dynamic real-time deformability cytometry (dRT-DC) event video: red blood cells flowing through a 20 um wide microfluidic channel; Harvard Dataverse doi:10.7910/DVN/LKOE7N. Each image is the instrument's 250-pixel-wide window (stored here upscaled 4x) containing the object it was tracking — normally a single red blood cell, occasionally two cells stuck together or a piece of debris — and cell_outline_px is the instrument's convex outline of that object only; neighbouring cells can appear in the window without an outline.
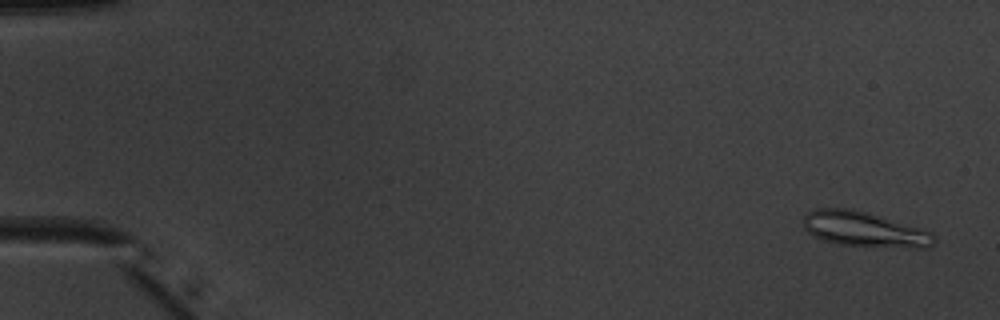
{"species": "common noctule bat (a hibernating species)", "species_latin": "Nyctalus noctula", "temperature_condition": "warm", "stored_images_in_passage": 53, "camera_frame_rate_fps": 3000, "um_per_image_px": 0.085, "animal": {"sex": "male", "body_mass_g": 20.1, "forearm_length_mm": 53.5}, "frame": {"image": 1, "passage_image": 3, "time_ms": 0.667, "image_size_px": [1000, 320], "cell_outline_px": [[936, 240], [928, 248], [912, 248], [840, 244], [824, 240], [812, 236], [804, 228], [804, 216], [808, 212], [816, 208], [852, 208], [868, 212], [920, 228], [932, 232]], "centroid_in_image_um": [73.47, 19.48], "position_along_channel_um": 11.5, "area_um2": 26.65}}
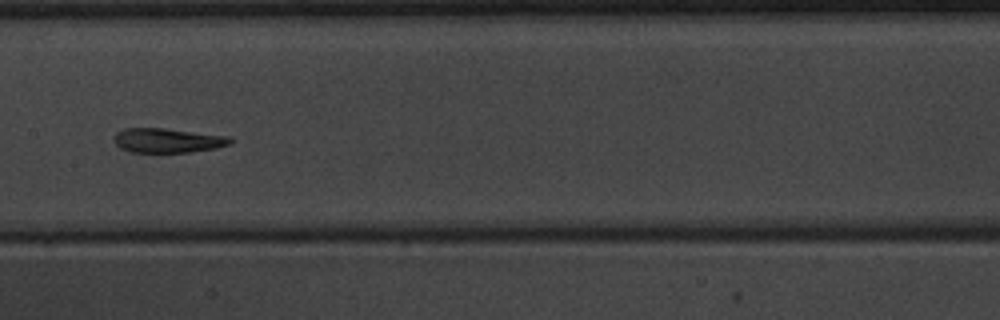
{"frame": {"image": 2, "passage_image": 28, "time_ms": 9.0, "image_size_px": [1000, 320], "cell_outline_px": [[236, 140], [232, 144], [216, 148], [188, 152], [132, 152], [120, 148], [112, 140], [112, 136], [116, 132], [124, 128], [164, 128], [228, 136]], "centroid_in_image_um": [14.25, 11.93], "position_along_channel_um": 193.2, "area_um2": 16.76}}
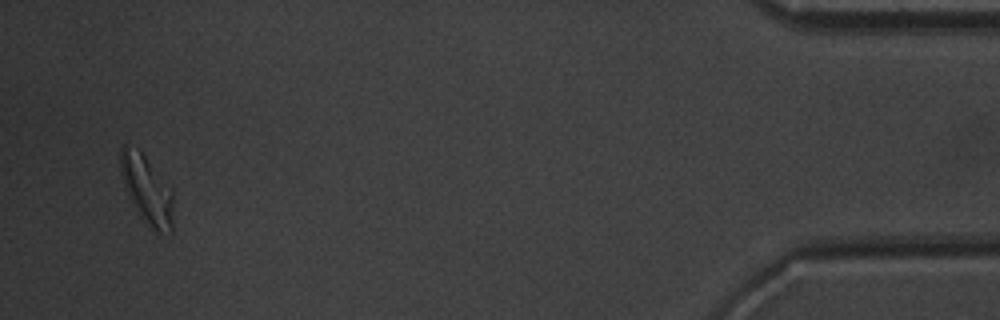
{"frame": {"image": 3, "passage_image": 51, "time_ms": 16.667, "image_size_px": [1000, 320], "cell_outline_px": [[172, 232], [156, 236], [148, 228], [132, 204], [124, 188], [120, 172], [120, 148], [124, 144], [136, 148], [144, 156], [172, 188]], "centroid_in_image_um": [12.47, 16.2], "position_along_channel_um": 422.7, "area_um2": 21.5}, "authors_computed_cell_mechanics": {"area_um2": 18.207, "velocity_mm_per_s": 3.9415, "shape_relaxation_time_tau1_ms": 5.9949, "shape_relaxation_time_tau2_ms": 1.721, "deformation_change_tau1": 0.2062, "deformation_change_tau2": 0.104}}